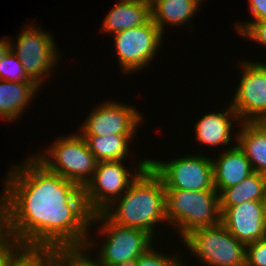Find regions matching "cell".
I'll use <instances>...</instances> for the list:
<instances>
[{
    "mask_svg": "<svg viewBox=\"0 0 266 266\" xmlns=\"http://www.w3.org/2000/svg\"><path fill=\"white\" fill-rule=\"evenodd\" d=\"M30 156L3 181L13 238L22 245L96 250L83 188Z\"/></svg>",
    "mask_w": 266,
    "mask_h": 266,
    "instance_id": "1",
    "label": "cell"
},
{
    "mask_svg": "<svg viewBox=\"0 0 266 266\" xmlns=\"http://www.w3.org/2000/svg\"><path fill=\"white\" fill-rule=\"evenodd\" d=\"M102 213L115 224L144 230L155 238L156 225L168 223L162 179L148 165Z\"/></svg>",
    "mask_w": 266,
    "mask_h": 266,
    "instance_id": "2",
    "label": "cell"
},
{
    "mask_svg": "<svg viewBox=\"0 0 266 266\" xmlns=\"http://www.w3.org/2000/svg\"><path fill=\"white\" fill-rule=\"evenodd\" d=\"M165 201L167 225H173V229L180 232V239L197 228L221 223L219 193L216 190L165 189Z\"/></svg>",
    "mask_w": 266,
    "mask_h": 266,
    "instance_id": "3",
    "label": "cell"
},
{
    "mask_svg": "<svg viewBox=\"0 0 266 266\" xmlns=\"http://www.w3.org/2000/svg\"><path fill=\"white\" fill-rule=\"evenodd\" d=\"M55 140L43 153L33 156L49 171L84 188L93 177L98 163L85 138L75 132Z\"/></svg>",
    "mask_w": 266,
    "mask_h": 266,
    "instance_id": "4",
    "label": "cell"
},
{
    "mask_svg": "<svg viewBox=\"0 0 266 266\" xmlns=\"http://www.w3.org/2000/svg\"><path fill=\"white\" fill-rule=\"evenodd\" d=\"M97 221L102 223L99 237L105 238L96 255L101 266H131L153 246V237L144 230L115 224L102 212L92 214L91 225Z\"/></svg>",
    "mask_w": 266,
    "mask_h": 266,
    "instance_id": "5",
    "label": "cell"
},
{
    "mask_svg": "<svg viewBox=\"0 0 266 266\" xmlns=\"http://www.w3.org/2000/svg\"><path fill=\"white\" fill-rule=\"evenodd\" d=\"M182 241L187 250L205 266H246V245L237 240L221 223L201 227Z\"/></svg>",
    "mask_w": 266,
    "mask_h": 266,
    "instance_id": "6",
    "label": "cell"
},
{
    "mask_svg": "<svg viewBox=\"0 0 266 266\" xmlns=\"http://www.w3.org/2000/svg\"><path fill=\"white\" fill-rule=\"evenodd\" d=\"M149 158L141 159L134 174L120 161H99L93 177L83 188L88 210L99 213L119 198L148 166Z\"/></svg>",
    "mask_w": 266,
    "mask_h": 266,
    "instance_id": "7",
    "label": "cell"
},
{
    "mask_svg": "<svg viewBox=\"0 0 266 266\" xmlns=\"http://www.w3.org/2000/svg\"><path fill=\"white\" fill-rule=\"evenodd\" d=\"M32 24L27 27L25 25L16 42L11 41L10 45L28 77L41 86L50 72L54 71L56 63H59L60 54L50 32L35 27V23Z\"/></svg>",
    "mask_w": 266,
    "mask_h": 266,
    "instance_id": "8",
    "label": "cell"
},
{
    "mask_svg": "<svg viewBox=\"0 0 266 266\" xmlns=\"http://www.w3.org/2000/svg\"><path fill=\"white\" fill-rule=\"evenodd\" d=\"M148 165L162 179L165 189L216 190L212 158L202 154L178 157L164 162L149 158Z\"/></svg>",
    "mask_w": 266,
    "mask_h": 266,
    "instance_id": "9",
    "label": "cell"
},
{
    "mask_svg": "<svg viewBox=\"0 0 266 266\" xmlns=\"http://www.w3.org/2000/svg\"><path fill=\"white\" fill-rule=\"evenodd\" d=\"M163 35L152 19L146 24L113 34L120 70L132 74L148 67V64L150 66L161 48Z\"/></svg>",
    "mask_w": 266,
    "mask_h": 266,
    "instance_id": "10",
    "label": "cell"
},
{
    "mask_svg": "<svg viewBox=\"0 0 266 266\" xmlns=\"http://www.w3.org/2000/svg\"><path fill=\"white\" fill-rule=\"evenodd\" d=\"M242 76L230 103L241 122H266V63L241 61Z\"/></svg>",
    "mask_w": 266,
    "mask_h": 266,
    "instance_id": "11",
    "label": "cell"
},
{
    "mask_svg": "<svg viewBox=\"0 0 266 266\" xmlns=\"http://www.w3.org/2000/svg\"><path fill=\"white\" fill-rule=\"evenodd\" d=\"M96 107L80 126L82 136L135 135L142 125V113L132 105L108 100Z\"/></svg>",
    "mask_w": 266,
    "mask_h": 266,
    "instance_id": "12",
    "label": "cell"
},
{
    "mask_svg": "<svg viewBox=\"0 0 266 266\" xmlns=\"http://www.w3.org/2000/svg\"><path fill=\"white\" fill-rule=\"evenodd\" d=\"M221 224L245 245L266 236L261 201H247L235 206H220Z\"/></svg>",
    "mask_w": 266,
    "mask_h": 266,
    "instance_id": "13",
    "label": "cell"
},
{
    "mask_svg": "<svg viewBox=\"0 0 266 266\" xmlns=\"http://www.w3.org/2000/svg\"><path fill=\"white\" fill-rule=\"evenodd\" d=\"M214 188L220 194L224 189L239 184L254 171L244 151L236 143L222 151L217 160L212 157Z\"/></svg>",
    "mask_w": 266,
    "mask_h": 266,
    "instance_id": "14",
    "label": "cell"
},
{
    "mask_svg": "<svg viewBox=\"0 0 266 266\" xmlns=\"http://www.w3.org/2000/svg\"><path fill=\"white\" fill-rule=\"evenodd\" d=\"M225 111L207 113L194 126L195 138L205 146H229L232 137L233 122L241 123L231 104Z\"/></svg>",
    "mask_w": 266,
    "mask_h": 266,
    "instance_id": "15",
    "label": "cell"
},
{
    "mask_svg": "<svg viewBox=\"0 0 266 266\" xmlns=\"http://www.w3.org/2000/svg\"><path fill=\"white\" fill-rule=\"evenodd\" d=\"M235 133V143L244 151L253 171L266 175V122H241Z\"/></svg>",
    "mask_w": 266,
    "mask_h": 266,
    "instance_id": "16",
    "label": "cell"
},
{
    "mask_svg": "<svg viewBox=\"0 0 266 266\" xmlns=\"http://www.w3.org/2000/svg\"><path fill=\"white\" fill-rule=\"evenodd\" d=\"M152 19L151 2L117 3L104 18L102 31L115 34L148 23Z\"/></svg>",
    "mask_w": 266,
    "mask_h": 266,
    "instance_id": "17",
    "label": "cell"
},
{
    "mask_svg": "<svg viewBox=\"0 0 266 266\" xmlns=\"http://www.w3.org/2000/svg\"><path fill=\"white\" fill-rule=\"evenodd\" d=\"M39 87L37 83L0 80V118L9 122L21 117L26 105L40 91Z\"/></svg>",
    "mask_w": 266,
    "mask_h": 266,
    "instance_id": "18",
    "label": "cell"
},
{
    "mask_svg": "<svg viewBox=\"0 0 266 266\" xmlns=\"http://www.w3.org/2000/svg\"><path fill=\"white\" fill-rule=\"evenodd\" d=\"M201 2L200 0H153L151 1L152 20L164 33L166 25L176 27V25L190 22Z\"/></svg>",
    "mask_w": 266,
    "mask_h": 266,
    "instance_id": "19",
    "label": "cell"
},
{
    "mask_svg": "<svg viewBox=\"0 0 266 266\" xmlns=\"http://www.w3.org/2000/svg\"><path fill=\"white\" fill-rule=\"evenodd\" d=\"M88 148L99 161L125 160L130 153L129 145L134 135L83 136Z\"/></svg>",
    "mask_w": 266,
    "mask_h": 266,
    "instance_id": "20",
    "label": "cell"
},
{
    "mask_svg": "<svg viewBox=\"0 0 266 266\" xmlns=\"http://www.w3.org/2000/svg\"><path fill=\"white\" fill-rule=\"evenodd\" d=\"M266 188V175L253 172L239 184L219 194L220 206H235L247 201H261Z\"/></svg>",
    "mask_w": 266,
    "mask_h": 266,
    "instance_id": "21",
    "label": "cell"
},
{
    "mask_svg": "<svg viewBox=\"0 0 266 266\" xmlns=\"http://www.w3.org/2000/svg\"><path fill=\"white\" fill-rule=\"evenodd\" d=\"M55 247L22 245L9 266H54Z\"/></svg>",
    "mask_w": 266,
    "mask_h": 266,
    "instance_id": "22",
    "label": "cell"
},
{
    "mask_svg": "<svg viewBox=\"0 0 266 266\" xmlns=\"http://www.w3.org/2000/svg\"><path fill=\"white\" fill-rule=\"evenodd\" d=\"M85 250V247L55 248L54 266H101Z\"/></svg>",
    "mask_w": 266,
    "mask_h": 266,
    "instance_id": "23",
    "label": "cell"
},
{
    "mask_svg": "<svg viewBox=\"0 0 266 266\" xmlns=\"http://www.w3.org/2000/svg\"><path fill=\"white\" fill-rule=\"evenodd\" d=\"M0 80L20 83H36L28 77L22 63L11 50L0 60Z\"/></svg>",
    "mask_w": 266,
    "mask_h": 266,
    "instance_id": "24",
    "label": "cell"
},
{
    "mask_svg": "<svg viewBox=\"0 0 266 266\" xmlns=\"http://www.w3.org/2000/svg\"><path fill=\"white\" fill-rule=\"evenodd\" d=\"M153 248L152 246L143 255H140L131 266H184L180 256H177L178 254L166 255V253L163 254Z\"/></svg>",
    "mask_w": 266,
    "mask_h": 266,
    "instance_id": "25",
    "label": "cell"
},
{
    "mask_svg": "<svg viewBox=\"0 0 266 266\" xmlns=\"http://www.w3.org/2000/svg\"><path fill=\"white\" fill-rule=\"evenodd\" d=\"M235 29L238 35L266 46V20L256 22H236Z\"/></svg>",
    "mask_w": 266,
    "mask_h": 266,
    "instance_id": "26",
    "label": "cell"
},
{
    "mask_svg": "<svg viewBox=\"0 0 266 266\" xmlns=\"http://www.w3.org/2000/svg\"><path fill=\"white\" fill-rule=\"evenodd\" d=\"M246 266H266V236L246 245Z\"/></svg>",
    "mask_w": 266,
    "mask_h": 266,
    "instance_id": "27",
    "label": "cell"
},
{
    "mask_svg": "<svg viewBox=\"0 0 266 266\" xmlns=\"http://www.w3.org/2000/svg\"><path fill=\"white\" fill-rule=\"evenodd\" d=\"M10 215L6 195H0V246H4L11 238Z\"/></svg>",
    "mask_w": 266,
    "mask_h": 266,
    "instance_id": "28",
    "label": "cell"
},
{
    "mask_svg": "<svg viewBox=\"0 0 266 266\" xmlns=\"http://www.w3.org/2000/svg\"><path fill=\"white\" fill-rule=\"evenodd\" d=\"M21 246L13 237L4 246H0V266H9L11 258Z\"/></svg>",
    "mask_w": 266,
    "mask_h": 266,
    "instance_id": "29",
    "label": "cell"
},
{
    "mask_svg": "<svg viewBox=\"0 0 266 266\" xmlns=\"http://www.w3.org/2000/svg\"><path fill=\"white\" fill-rule=\"evenodd\" d=\"M249 9L253 16V21H264L266 20V0H248Z\"/></svg>",
    "mask_w": 266,
    "mask_h": 266,
    "instance_id": "30",
    "label": "cell"
},
{
    "mask_svg": "<svg viewBox=\"0 0 266 266\" xmlns=\"http://www.w3.org/2000/svg\"><path fill=\"white\" fill-rule=\"evenodd\" d=\"M8 39H9L8 37L6 39H5V37H4V39L0 38V60L3 57H5L9 53V51L11 50L10 43H11L12 39H9L10 41Z\"/></svg>",
    "mask_w": 266,
    "mask_h": 266,
    "instance_id": "31",
    "label": "cell"
},
{
    "mask_svg": "<svg viewBox=\"0 0 266 266\" xmlns=\"http://www.w3.org/2000/svg\"><path fill=\"white\" fill-rule=\"evenodd\" d=\"M261 204H262L263 219L266 225V188H265L264 196L261 200Z\"/></svg>",
    "mask_w": 266,
    "mask_h": 266,
    "instance_id": "32",
    "label": "cell"
},
{
    "mask_svg": "<svg viewBox=\"0 0 266 266\" xmlns=\"http://www.w3.org/2000/svg\"><path fill=\"white\" fill-rule=\"evenodd\" d=\"M146 0H120L122 3L144 2Z\"/></svg>",
    "mask_w": 266,
    "mask_h": 266,
    "instance_id": "33",
    "label": "cell"
}]
</instances>
